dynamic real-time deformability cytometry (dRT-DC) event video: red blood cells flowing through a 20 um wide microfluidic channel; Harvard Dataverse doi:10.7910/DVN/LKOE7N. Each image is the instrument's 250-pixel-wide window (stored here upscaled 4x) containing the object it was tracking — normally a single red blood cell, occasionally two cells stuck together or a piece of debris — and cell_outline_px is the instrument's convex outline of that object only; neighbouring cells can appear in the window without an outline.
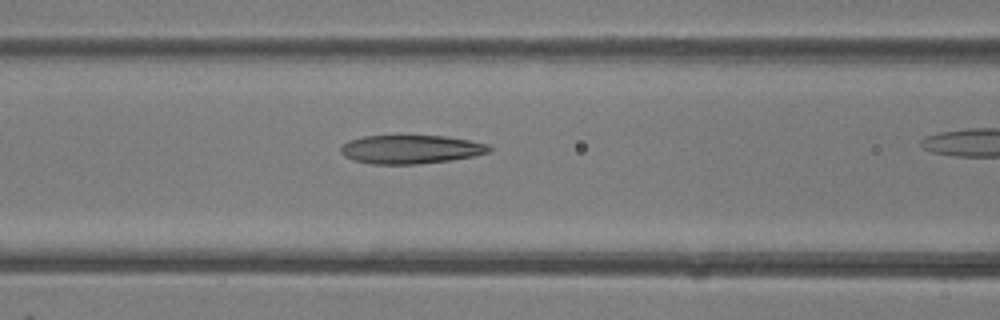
{"species": "common noctule bat (a hibernating species)", "species_latin": "Nyctalus noctula", "temperature_condition": "room temperature", "stored_images_in_passage": 25, "camera_frame_rate_fps": 3000, "um_per_image_px": 0.085, "animal": {"sex": "female"}, "frame": {"image": 1, "passage_image": 10, "time_ms": 3.0, "image_size_px": [1000, 320], "cell_outline_px": [[492, 152], [476, 156], [448, 160], [416, 164], [372, 164], [352, 160], [344, 156], [340, 152], [340, 148], [348, 140], [364, 136], [444, 136], [468, 140], [488, 144], [492, 148]], "centroid_in_image_um": [34.92, 12.7], "position_along_channel_um": 131.7, "area_um2": 24.8}}
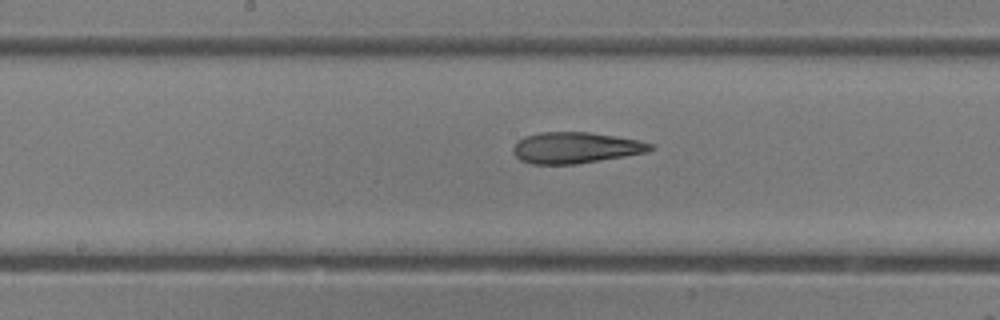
{"frame": {"image": 2, "passage_image": 14, "time_ms": 4.333, "image_size_px": [1000, 320], "cell_outline_px": [[656, 148], [648, 152], [576, 164], [532, 164], [520, 160], [512, 152], [512, 148], [516, 140], [524, 136], [540, 132], [588, 132], [636, 140], [652, 144]], "centroid_in_image_um": [48.86, 12.56], "position_along_channel_um": 199.3, "area_um2": 24.85}}
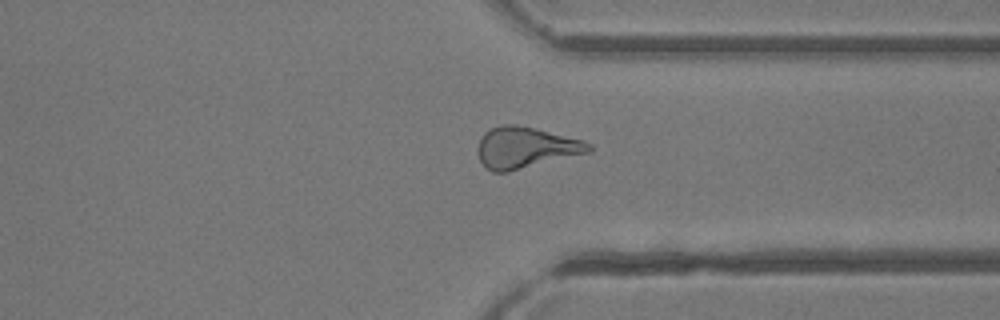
{"frame": {"image": 3, "passage_image": 24, "time_ms": 7.667, "image_size_px": [1000, 320], "cell_outline_px": [[592, 152], [508, 172], [492, 172], [484, 168], [480, 160], [476, 148], [484, 132], [492, 128], [504, 124], [516, 124], [536, 128], [580, 140], [592, 144]], "centroid_in_image_um": [44.65, 12.56], "position_along_channel_um": 366.7, "area_um2": 26.82}}